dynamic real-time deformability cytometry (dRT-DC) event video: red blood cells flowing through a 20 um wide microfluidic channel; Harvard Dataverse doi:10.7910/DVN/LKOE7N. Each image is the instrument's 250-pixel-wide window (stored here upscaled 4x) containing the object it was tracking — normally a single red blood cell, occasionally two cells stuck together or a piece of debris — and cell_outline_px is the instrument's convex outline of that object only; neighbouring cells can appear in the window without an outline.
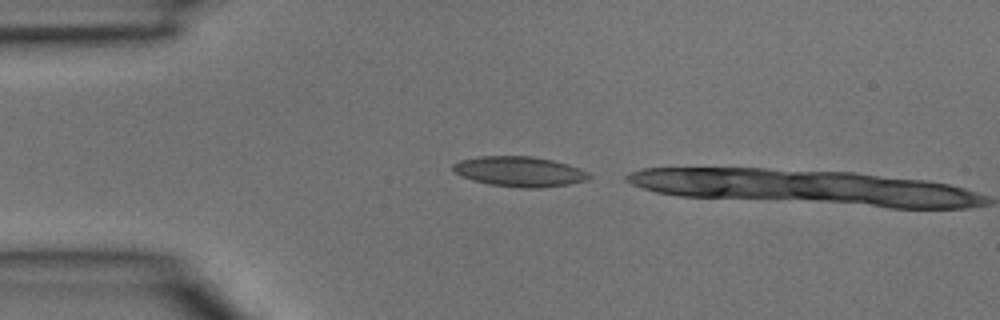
{"species": "common noctule bat (a hibernating species)", "species_latin": "Nyctalus noctula", "temperature_condition": "room temperature", "stored_images_in_passage": 3, "segment_of_instrument_passage": [2, 2], "camera_frame_rate_fps": 3000, "um_per_image_px": 0.085, "animal": {"sex": "male", "body_mass_g": 15.6}, "frame": {"image": 1, "passage_image": 3, "time_ms": 0.667, "image_size_px": [1000, 320], "cell_outline_px": [[592, 176], [584, 180], [568, 184], [540, 188], [520, 188], [488, 184], [472, 180], [456, 172], [452, 168], [452, 164], [460, 160], [480, 156], [532, 156], [552, 160], [568, 164], [580, 168], [588, 172]], "centroid_in_image_um": [44.16, 14.58], "position_along_channel_um": 40.8, "area_um2": 23.81}}